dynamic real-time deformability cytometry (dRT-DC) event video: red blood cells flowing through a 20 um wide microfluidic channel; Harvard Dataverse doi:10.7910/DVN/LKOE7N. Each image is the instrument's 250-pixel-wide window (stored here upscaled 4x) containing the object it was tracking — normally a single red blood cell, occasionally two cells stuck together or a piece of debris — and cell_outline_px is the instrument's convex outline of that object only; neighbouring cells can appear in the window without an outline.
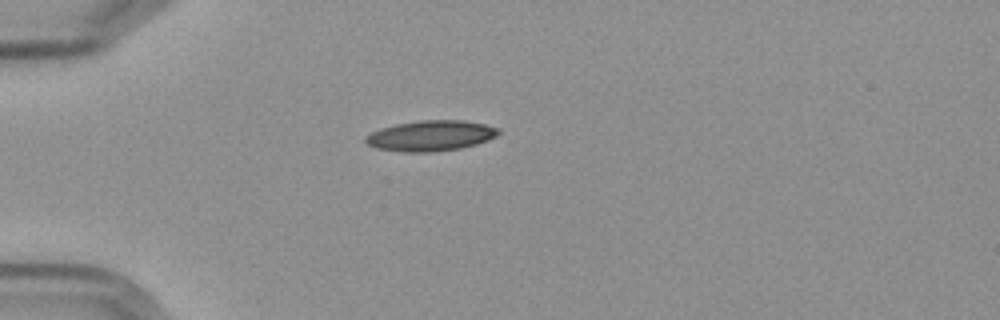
{"species": "Egyptian fruit bat (a non-hibernating species)", "species_latin": "Rousettus aegyptiacus", "temperature_condition": "cold", "stored_images_in_passage": 4, "camera_frame_rate_fps": 3000, "um_per_image_px": 0.085, "frame": {"image": 1, "passage_image": 1, "time_ms": 0.0, "image_size_px": [1000, 320], "cell_outline_px": [[500, 132], [496, 136], [488, 140], [476, 144], [460, 148], [432, 152], [404, 152], [376, 148], [368, 144], [364, 140], [364, 136], [380, 128], [396, 124], [420, 120], [464, 120], [484, 124], [500, 128]], "centroid_in_image_um": [36.61, 11.53], "position_along_channel_um": 48.4, "area_um2": 23.7}}
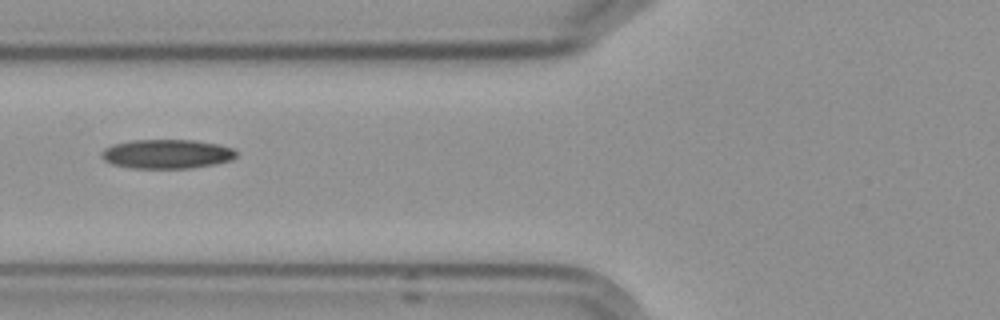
{"frame": {"image": 2, "passage_image": 3, "time_ms": 2.333, "image_size_px": [1000, 320], "cell_outline_px": [[236, 156], [228, 160], [212, 164], [188, 168], [132, 168], [112, 164], [104, 160], [100, 156], [100, 152], [104, 148], [112, 144], [132, 140], [196, 140], [220, 144], [232, 148], [236, 152]], "centroid_in_image_um": [14.12, 13.07], "position_along_channel_um": 111.7, "area_um2": 22.89}}
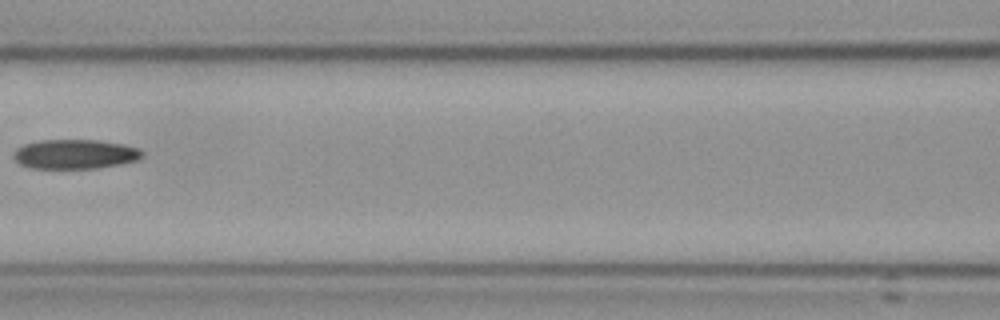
{"frame": {"image": 3, "passage_image": 4, "time_ms": 3.667, "image_size_px": [1000, 320], "cell_outline_px": [[144, 156], [140, 160], [120, 164], [96, 168], [32, 168], [20, 164], [12, 156], [12, 152], [16, 148], [24, 144], [40, 140], [100, 140], [124, 144], [140, 148], [144, 152]], "centroid_in_image_um": [6.41, 13.09], "position_along_channel_um": 160.2, "area_um2": 22.37}}